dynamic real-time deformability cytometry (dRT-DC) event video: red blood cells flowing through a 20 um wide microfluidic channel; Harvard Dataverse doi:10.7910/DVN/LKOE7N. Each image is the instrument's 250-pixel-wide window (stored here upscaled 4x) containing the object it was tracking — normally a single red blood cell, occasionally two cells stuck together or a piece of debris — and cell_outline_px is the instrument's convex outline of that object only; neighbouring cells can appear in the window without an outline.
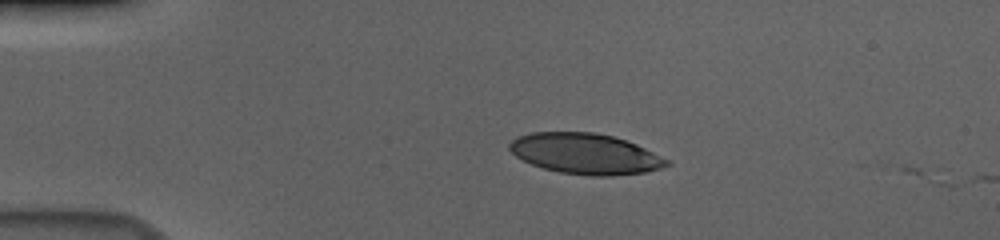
{"species": "human", "species_latin": "Homo sapiens", "temperature_condition": "cold", "stored_images_in_passage": 2, "camera_frame_rate_fps": 3000, "um_per_image_px": 0.085, "donor": {"sex": "male"}, "frame": {"image": 1, "passage_image": 1, "time_ms": 0.0, "image_size_px": [1000, 240], "cell_outline_px": [[672, 164], [660, 168], [644, 172], [612, 176], [592, 176], [560, 172], [544, 168], [532, 164], [516, 156], [508, 148], [508, 144], [512, 140], [520, 136], [532, 132], [592, 132], [612, 136], [628, 140], [668, 160]], "centroid_in_image_um": [49.75, 13.06], "position_along_channel_um": 35.2, "area_um2": 36.99}}